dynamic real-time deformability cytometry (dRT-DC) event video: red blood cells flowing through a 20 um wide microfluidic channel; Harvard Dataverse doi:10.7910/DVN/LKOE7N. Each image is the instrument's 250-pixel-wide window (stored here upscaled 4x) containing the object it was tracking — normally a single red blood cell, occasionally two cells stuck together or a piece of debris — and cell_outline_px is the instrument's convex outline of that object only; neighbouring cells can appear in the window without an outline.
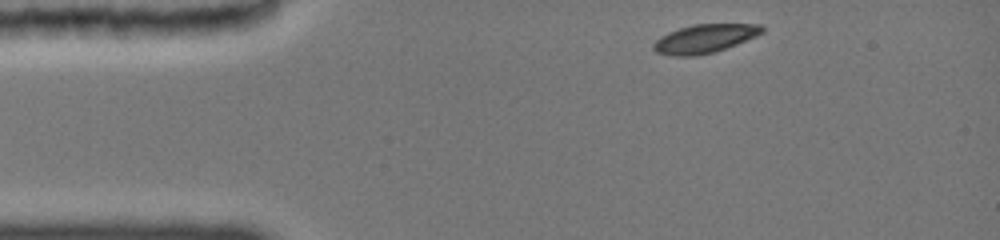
{"species": "common noctule bat (a hibernating species)", "species_latin": "Nyctalus noctula", "temperature_condition": "cold", "stored_images_in_passage": 39, "camera_frame_rate_fps": 3000, "um_per_image_px": 0.085, "animal": {"sex": "female", "body_mass_g": 19.0, "forearm_length_mm": 51.5}, "frame": {"image": 1, "passage_image": 1, "time_ms": 0.0, "image_size_px": [1000, 240], "cell_outline_px": [[764, 32], [756, 36], [736, 44], [712, 52], [696, 56], [672, 56], [656, 52], [652, 48], [652, 44], [660, 36], [668, 32], [680, 28], [696, 24], [760, 24], [764, 28]], "centroid_in_image_um": [59.87, 3.28], "position_along_channel_um": 25.1, "area_um2": 17.98}}
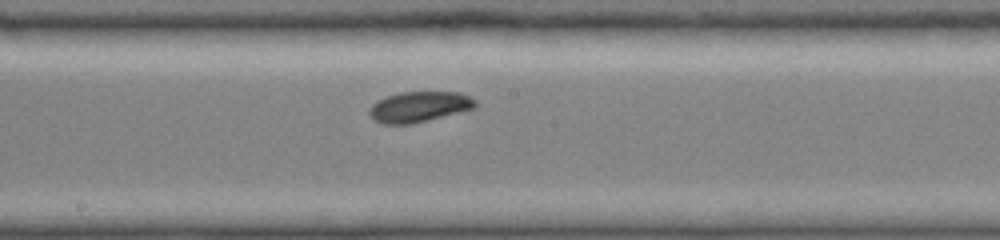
{"frame": {"image": 2, "passage_image": 20, "time_ms": 6.333, "image_size_px": [1000, 240], "cell_outline_px": [[476, 108], [408, 124], [384, 124], [376, 120], [368, 112], [368, 108], [376, 100], [400, 92], [456, 92], [472, 96], [476, 100]], "centroid_in_image_um": [35.63, 9.06], "position_along_channel_um": 212.6, "area_um2": 18.67}}
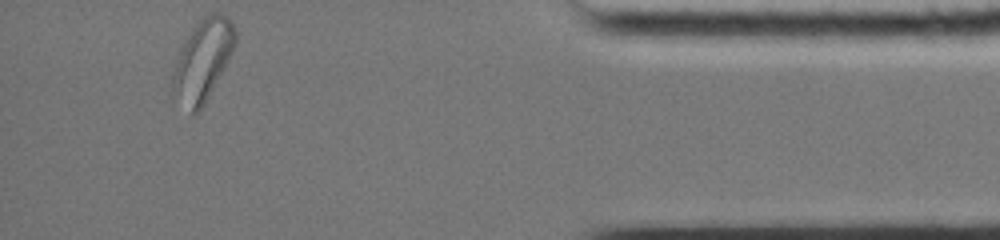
{"frame": {"image": 3, "passage_image": 39, "time_ms": 12.667, "image_size_px": [1000, 240], "cell_outline_px": [[236, 44], [232, 52], [204, 104], [192, 116], [172, 100], [172, 76], [180, 44], [196, 20], [212, 12], [220, 12], [228, 16], [232, 20], [236, 32]], "centroid_in_image_um": [17.18, 5.1], "position_along_channel_um": 418.0, "area_um2": 30.52}, "authors_computed_cell_mechanics": {"area_um2": 18.8428, "velocity_mm_per_s": 3.8256, "shape_relaxation_time_tau1_ms": 2.8953, "shape_relaxation_time_tau2_ms": null, "deformation_change_tau1": 0.1134, "deformation_change_tau2": null}}